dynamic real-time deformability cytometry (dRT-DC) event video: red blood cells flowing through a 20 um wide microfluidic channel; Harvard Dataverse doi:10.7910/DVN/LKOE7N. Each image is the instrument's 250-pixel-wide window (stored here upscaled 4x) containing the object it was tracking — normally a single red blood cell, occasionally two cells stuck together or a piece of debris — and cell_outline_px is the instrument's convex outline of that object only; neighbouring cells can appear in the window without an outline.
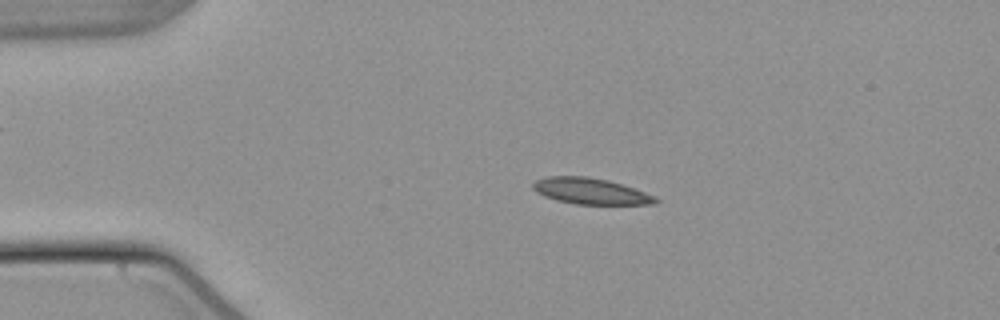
{"species": "common noctule bat (a hibernating species)", "species_latin": "Nyctalus noctula", "temperature_condition": "warm", "stored_images_in_passage": 53, "camera_frame_rate_fps": 3000, "um_per_image_px": 0.085, "animal": {"sex": "male", "body_mass_g": 21.5, "forearm_length_mm": 52.0}, "frame": {"image": 1, "passage_image": 11, "time_ms": 3.333, "image_size_px": [1000, 320], "cell_outline_px": [[660, 200], [656, 204], [576, 204], [556, 200], [544, 196], [536, 192], [532, 188], [532, 184], [536, 180], [548, 176], [588, 176], [608, 180], [656, 196]], "centroid_in_image_um": [50.18, 16.25], "position_along_channel_um": 34.8, "area_um2": 18.61}}
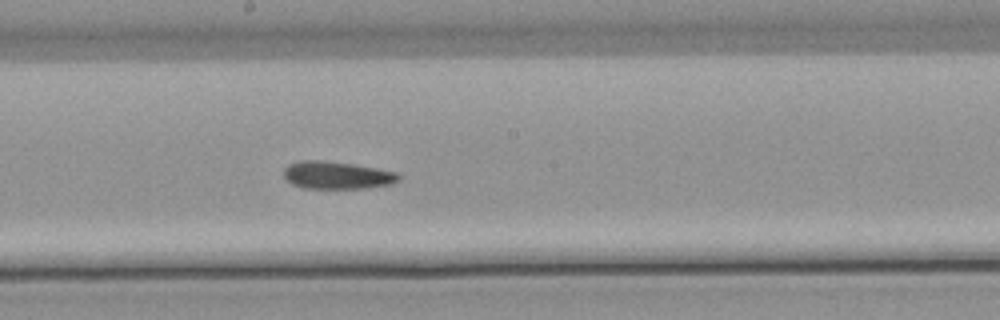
{"frame": {"image": 2, "passage_image": 29, "time_ms": 9.333, "image_size_px": [1000, 320], "cell_outline_px": [[400, 180], [392, 184], [364, 188], [304, 188], [292, 184], [284, 176], [284, 168], [288, 164], [300, 160], [320, 160], [352, 164], [376, 168], [396, 172], [400, 176]], "centroid_in_image_um": [28.63, 14.89], "position_along_channel_um": 219.6, "area_um2": 18.38}}
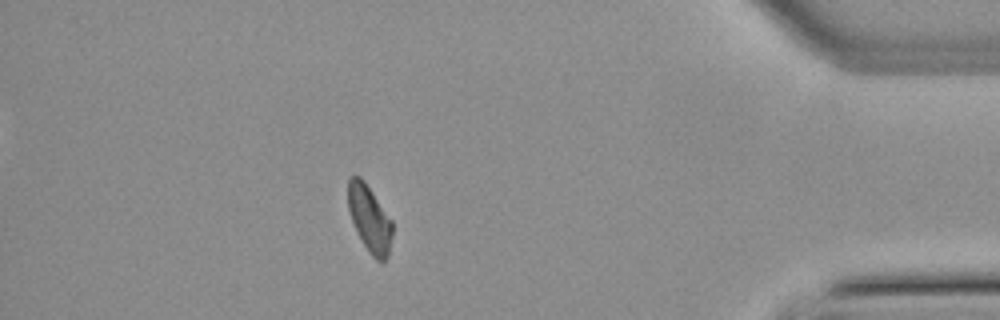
{"frame": {"image": 3, "passage_image": 47, "time_ms": 15.333, "image_size_px": [1000, 320], "cell_outline_px": [[392, 236], [388, 256], [384, 260], [376, 260], [368, 252], [356, 232], [348, 208], [348, 180], [352, 176], [360, 176], [364, 180], [392, 220]], "centroid_in_image_um": [31.41, 18.59], "position_along_channel_um": 403.8, "area_um2": 17.17}}